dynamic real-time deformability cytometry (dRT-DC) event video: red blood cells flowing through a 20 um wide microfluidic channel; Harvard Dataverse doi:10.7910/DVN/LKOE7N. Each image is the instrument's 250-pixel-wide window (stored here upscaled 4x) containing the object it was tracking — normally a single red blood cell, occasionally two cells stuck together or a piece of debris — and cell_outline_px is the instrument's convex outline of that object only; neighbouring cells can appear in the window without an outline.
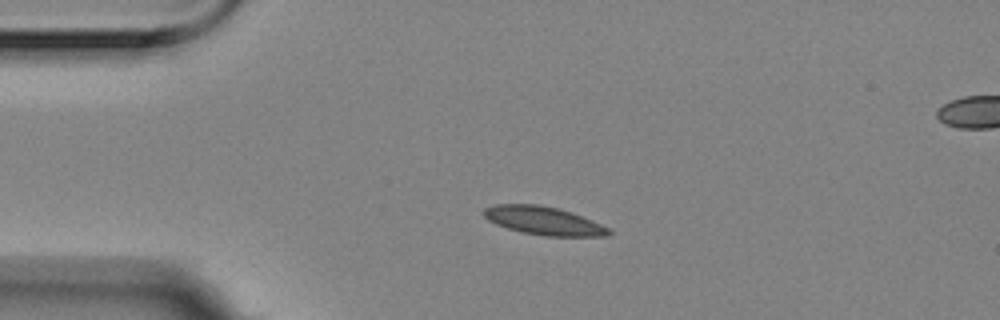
{"species": "Egyptian fruit bat (a non-hibernating species)", "species_latin": "Rousettus aegyptiacus", "temperature_condition": "room temperature", "stored_images_in_passage": 3, "segment_of_instrument_passage": [1, 2], "camera_frame_rate_fps": 3000, "um_per_image_px": 0.085, "animal": {"sex": "female"}, "frame": {"image": 1, "passage_image": 1, "time_ms": 0.0, "image_size_px": [1000, 320], "cell_outline_px": [[612, 232], [608, 236], [544, 236], [520, 232], [496, 224], [488, 220], [484, 216], [484, 208], [496, 204], [536, 204], [556, 208], [572, 212], [612, 228]], "centroid_in_image_um": [46.25, 18.77], "position_along_channel_um": 38.8, "area_um2": 20.69}}